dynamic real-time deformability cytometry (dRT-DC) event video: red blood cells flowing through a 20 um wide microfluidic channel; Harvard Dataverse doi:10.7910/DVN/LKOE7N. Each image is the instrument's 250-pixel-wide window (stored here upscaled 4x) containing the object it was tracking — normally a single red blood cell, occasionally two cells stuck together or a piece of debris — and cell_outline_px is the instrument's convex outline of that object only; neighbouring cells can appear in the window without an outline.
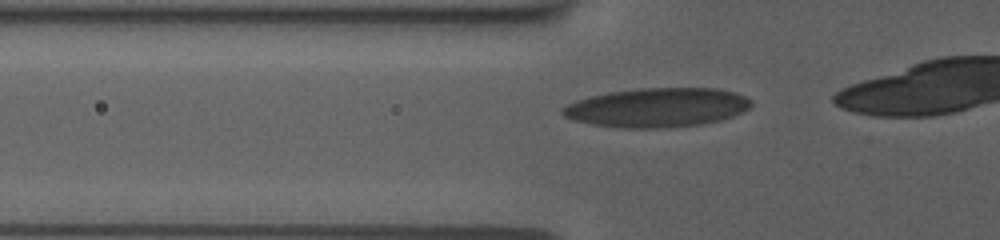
{"species": "human", "species_latin": "Homo sapiens", "temperature_condition": "room temperature", "stored_images_in_passage": 33, "camera_frame_rate_fps": 3000, "um_per_image_px": 0.085, "donor": {"sex": "female"}, "frame": {"image": 1, "passage_image": 14, "time_ms": 4.333, "image_size_px": [1000, 240], "cell_outline_px": [[752, 104], [748, 108], [732, 116], [720, 120], [700, 124], [668, 128], [620, 128], [592, 124], [576, 120], [564, 116], [560, 112], [560, 108], [576, 100], [588, 96], [608, 92], [640, 88], [716, 88], [736, 92], [752, 100]], "centroid_in_image_um": [55.84, 9.13], "position_along_channel_um": 70.0, "area_um2": 43.18}}
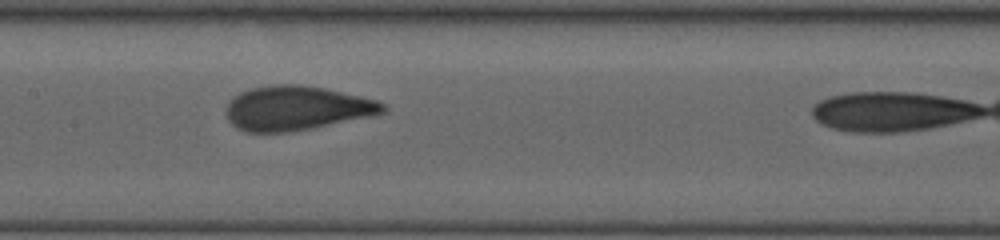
{"frame": {"image": 2, "passage_image": 23, "time_ms": 7.333, "image_size_px": [1000, 240], "cell_outline_px": [[388, 108], [384, 112], [376, 116], [312, 128], [288, 132], [248, 132], [236, 128], [228, 120], [224, 112], [228, 100], [240, 92], [252, 88], [272, 84], [300, 84], [324, 88], [360, 96], [376, 100], [388, 104]], "centroid_in_image_um": [25.22, 9.19], "position_along_channel_um": 182.2, "area_um2": 41.04}}
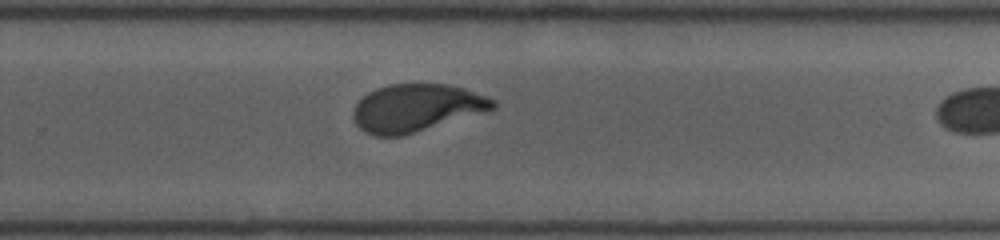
{"frame": {"image": 3, "passage_image": 32, "time_ms": 10.333, "image_size_px": [1000, 240], "cell_outline_px": [[496, 108], [400, 136], [376, 136], [364, 132], [356, 124], [352, 116], [352, 112], [356, 104], [368, 92], [376, 88], [388, 84], [448, 84], [464, 88], [488, 96], [496, 100]], "centroid_in_image_um": [35.37, 9.15], "position_along_channel_um": 294.4, "area_um2": 38.44}}